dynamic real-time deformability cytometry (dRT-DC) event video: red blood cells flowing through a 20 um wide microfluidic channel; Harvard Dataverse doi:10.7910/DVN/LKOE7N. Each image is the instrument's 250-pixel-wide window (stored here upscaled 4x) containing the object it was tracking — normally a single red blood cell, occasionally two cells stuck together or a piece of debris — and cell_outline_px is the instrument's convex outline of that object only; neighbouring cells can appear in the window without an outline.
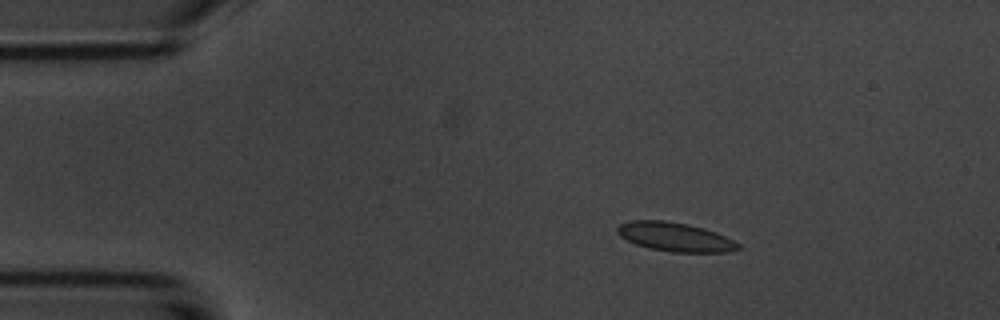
{"species": "common noctule bat (a hibernating species)", "species_latin": "Nyctalus noctula", "temperature_condition": "room temperature", "stored_images_in_passage": 9, "camera_frame_rate_fps": 3000, "um_per_image_px": 0.085, "animal": {"sex": "male", "body_mass_g": 20.1, "forearm_length_mm": 53.5}, "frame": {"image": 1, "passage_image": 1, "time_ms": 0.0, "image_size_px": [1000, 320], "cell_outline_px": [[740, 248], [728, 252], [672, 252], [648, 248], [636, 244], [620, 236], [616, 232], [616, 228], [620, 224], [628, 220], [664, 220], [688, 224], [704, 228], [716, 232], [740, 244]], "centroid_in_image_um": [57.35, 20.13], "position_along_channel_um": 27.6, "area_um2": 20.4}}
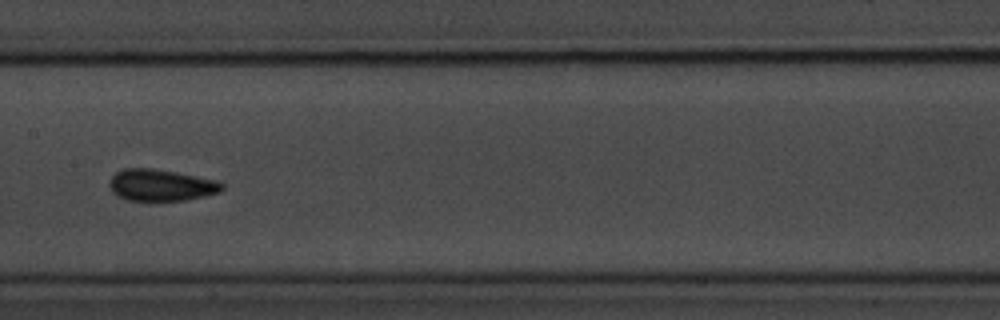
{"frame": {"image": 2, "passage_image": 6, "time_ms": 6.0, "image_size_px": [1000, 320], "cell_outline_px": [[224, 188], [220, 192], [204, 196], [184, 200], [128, 200], [116, 196], [112, 192], [108, 184], [112, 176], [116, 172], [124, 168], [152, 168], [176, 172], [216, 180], [224, 184]], "centroid_in_image_um": [13.66, 15.73], "position_along_channel_um": 193.7, "area_um2": 20.75}}
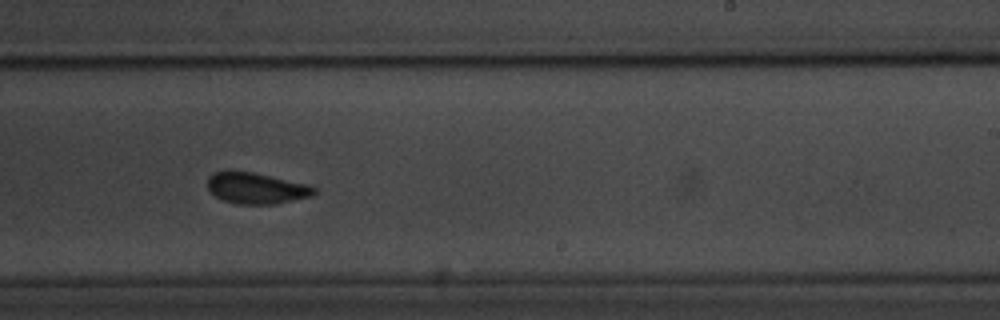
{"frame": {"image": 3, "passage_image": 8, "time_ms": 8.0, "image_size_px": [1000, 320], "cell_outline_px": [[316, 192], [312, 196], [276, 204], [236, 204], [224, 200], [216, 196], [208, 188], [208, 176], [212, 172], [228, 168], [252, 172], [308, 184], [316, 188]], "centroid_in_image_um": [21.75, 15.96], "position_along_channel_um": 267.3, "area_um2": 19.71}}